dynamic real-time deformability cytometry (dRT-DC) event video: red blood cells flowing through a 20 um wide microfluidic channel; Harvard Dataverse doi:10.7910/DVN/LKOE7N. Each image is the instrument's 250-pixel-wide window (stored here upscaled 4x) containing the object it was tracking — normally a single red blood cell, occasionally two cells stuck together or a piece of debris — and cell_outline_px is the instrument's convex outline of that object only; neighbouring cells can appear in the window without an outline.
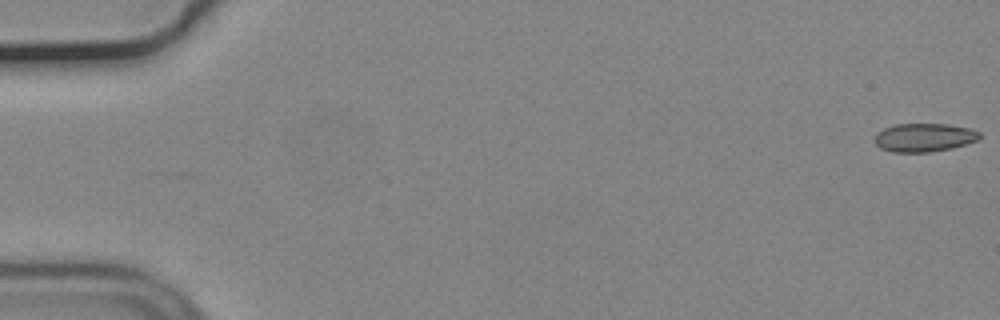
{"species": "common noctule bat (a hibernating species)", "species_latin": "Nyctalus noctula", "temperature_condition": "cold", "stored_images_in_passage": 12, "camera_frame_rate_fps": 3000, "um_per_image_px": 0.085, "animal": {"sex": "male", "body_mass_g": 19.2, "forearm_length_mm": 51.8}, "frame": {"image": 1, "passage_image": 1, "time_ms": 0.0, "image_size_px": [1000, 320], "cell_outline_px": [[980, 140], [952, 148], [932, 152], [892, 152], [880, 148], [872, 140], [876, 132], [884, 128], [896, 124], [948, 124], [968, 128], [980, 132]], "centroid_in_image_um": [78.53, 11.69], "position_along_channel_um": 6.5, "area_um2": 17.63}}